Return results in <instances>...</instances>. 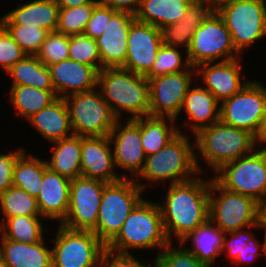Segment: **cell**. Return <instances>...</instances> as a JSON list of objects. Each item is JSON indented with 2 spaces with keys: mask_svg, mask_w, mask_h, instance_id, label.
Masks as SVG:
<instances>
[{
  "mask_svg": "<svg viewBox=\"0 0 266 267\" xmlns=\"http://www.w3.org/2000/svg\"><path fill=\"white\" fill-rule=\"evenodd\" d=\"M214 180L224 189L255 199L266 198V147L223 164Z\"/></svg>",
  "mask_w": 266,
  "mask_h": 267,
  "instance_id": "8",
  "label": "cell"
},
{
  "mask_svg": "<svg viewBox=\"0 0 266 267\" xmlns=\"http://www.w3.org/2000/svg\"><path fill=\"white\" fill-rule=\"evenodd\" d=\"M212 10L201 0H194L182 19L160 29L162 43L170 47L184 46L188 51L194 32Z\"/></svg>",
  "mask_w": 266,
  "mask_h": 267,
  "instance_id": "26",
  "label": "cell"
},
{
  "mask_svg": "<svg viewBox=\"0 0 266 267\" xmlns=\"http://www.w3.org/2000/svg\"><path fill=\"white\" fill-rule=\"evenodd\" d=\"M13 77L12 85L33 86L41 90H54L51 73L36 55H26L8 71Z\"/></svg>",
  "mask_w": 266,
  "mask_h": 267,
  "instance_id": "32",
  "label": "cell"
},
{
  "mask_svg": "<svg viewBox=\"0 0 266 267\" xmlns=\"http://www.w3.org/2000/svg\"><path fill=\"white\" fill-rule=\"evenodd\" d=\"M28 120L48 141L54 142L73 136L69 111L64 98L57 97ZM70 132V135H68Z\"/></svg>",
  "mask_w": 266,
  "mask_h": 267,
  "instance_id": "25",
  "label": "cell"
},
{
  "mask_svg": "<svg viewBox=\"0 0 266 267\" xmlns=\"http://www.w3.org/2000/svg\"><path fill=\"white\" fill-rule=\"evenodd\" d=\"M252 235V238L248 241V242H244V249L242 250V253H239L238 257L236 258V260L234 261V263L239 264V262H246L249 263L251 259H256L257 254H259L258 248H259V244L256 239V237ZM247 260L249 262H247ZM252 261V260H251Z\"/></svg>",
  "mask_w": 266,
  "mask_h": 267,
  "instance_id": "49",
  "label": "cell"
},
{
  "mask_svg": "<svg viewBox=\"0 0 266 267\" xmlns=\"http://www.w3.org/2000/svg\"><path fill=\"white\" fill-rule=\"evenodd\" d=\"M36 56L48 67L68 59L69 35H65L57 31L49 32Z\"/></svg>",
  "mask_w": 266,
  "mask_h": 267,
  "instance_id": "40",
  "label": "cell"
},
{
  "mask_svg": "<svg viewBox=\"0 0 266 267\" xmlns=\"http://www.w3.org/2000/svg\"><path fill=\"white\" fill-rule=\"evenodd\" d=\"M194 0H140L135 19L159 29L180 21Z\"/></svg>",
  "mask_w": 266,
  "mask_h": 267,
  "instance_id": "28",
  "label": "cell"
},
{
  "mask_svg": "<svg viewBox=\"0 0 266 267\" xmlns=\"http://www.w3.org/2000/svg\"><path fill=\"white\" fill-rule=\"evenodd\" d=\"M117 12L112 8L97 4L94 7L91 18L85 28V33L93 39H97L102 35L105 27L109 23L111 17Z\"/></svg>",
  "mask_w": 266,
  "mask_h": 267,
  "instance_id": "44",
  "label": "cell"
},
{
  "mask_svg": "<svg viewBox=\"0 0 266 267\" xmlns=\"http://www.w3.org/2000/svg\"><path fill=\"white\" fill-rule=\"evenodd\" d=\"M198 178L170 184L165 205L158 203L169 242L173 234L181 242L209 219L210 181Z\"/></svg>",
  "mask_w": 266,
  "mask_h": 267,
  "instance_id": "1",
  "label": "cell"
},
{
  "mask_svg": "<svg viewBox=\"0 0 266 267\" xmlns=\"http://www.w3.org/2000/svg\"><path fill=\"white\" fill-rule=\"evenodd\" d=\"M217 13L231 33L233 45L239 53L266 36L265 0H234Z\"/></svg>",
  "mask_w": 266,
  "mask_h": 267,
  "instance_id": "11",
  "label": "cell"
},
{
  "mask_svg": "<svg viewBox=\"0 0 266 267\" xmlns=\"http://www.w3.org/2000/svg\"><path fill=\"white\" fill-rule=\"evenodd\" d=\"M220 102L205 87L188 89L184 97L182 110L191 119V128L195 135L200 129L220 121Z\"/></svg>",
  "mask_w": 266,
  "mask_h": 267,
  "instance_id": "27",
  "label": "cell"
},
{
  "mask_svg": "<svg viewBox=\"0 0 266 267\" xmlns=\"http://www.w3.org/2000/svg\"><path fill=\"white\" fill-rule=\"evenodd\" d=\"M25 153L26 152H24L15 163L12 185L26 191L36 198L41 190L44 170L47 168V161H43L32 155L29 156Z\"/></svg>",
  "mask_w": 266,
  "mask_h": 267,
  "instance_id": "33",
  "label": "cell"
},
{
  "mask_svg": "<svg viewBox=\"0 0 266 267\" xmlns=\"http://www.w3.org/2000/svg\"><path fill=\"white\" fill-rule=\"evenodd\" d=\"M0 206L6 219L16 216H41L37 199L13 185L0 194Z\"/></svg>",
  "mask_w": 266,
  "mask_h": 267,
  "instance_id": "36",
  "label": "cell"
},
{
  "mask_svg": "<svg viewBox=\"0 0 266 267\" xmlns=\"http://www.w3.org/2000/svg\"><path fill=\"white\" fill-rule=\"evenodd\" d=\"M59 6L57 0H34L8 12L0 18L2 25L39 27L48 32L56 31Z\"/></svg>",
  "mask_w": 266,
  "mask_h": 267,
  "instance_id": "23",
  "label": "cell"
},
{
  "mask_svg": "<svg viewBox=\"0 0 266 267\" xmlns=\"http://www.w3.org/2000/svg\"><path fill=\"white\" fill-rule=\"evenodd\" d=\"M1 240L0 258L8 267H52V250L44 246V239L34 244Z\"/></svg>",
  "mask_w": 266,
  "mask_h": 267,
  "instance_id": "24",
  "label": "cell"
},
{
  "mask_svg": "<svg viewBox=\"0 0 266 267\" xmlns=\"http://www.w3.org/2000/svg\"><path fill=\"white\" fill-rule=\"evenodd\" d=\"M189 70L156 76L148 80L150 93L149 116L176 117L182 111L184 97L191 87L192 71Z\"/></svg>",
  "mask_w": 266,
  "mask_h": 267,
  "instance_id": "15",
  "label": "cell"
},
{
  "mask_svg": "<svg viewBox=\"0 0 266 267\" xmlns=\"http://www.w3.org/2000/svg\"><path fill=\"white\" fill-rule=\"evenodd\" d=\"M162 44L159 28L135 20L129 28L127 56L122 68L145 76L151 70Z\"/></svg>",
  "mask_w": 266,
  "mask_h": 267,
  "instance_id": "17",
  "label": "cell"
},
{
  "mask_svg": "<svg viewBox=\"0 0 266 267\" xmlns=\"http://www.w3.org/2000/svg\"><path fill=\"white\" fill-rule=\"evenodd\" d=\"M10 91L17 114L27 119L57 98L54 90H41L33 86L12 85Z\"/></svg>",
  "mask_w": 266,
  "mask_h": 267,
  "instance_id": "34",
  "label": "cell"
},
{
  "mask_svg": "<svg viewBox=\"0 0 266 267\" xmlns=\"http://www.w3.org/2000/svg\"><path fill=\"white\" fill-rule=\"evenodd\" d=\"M184 65V69H189L191 66L189 60L186 58L184 63L182 62L181 53L176 47H170L162 44L157 52L155 62L151 70L145 75L147 79L166 75L170 73L183 72L180 68Z\"/></svg>",
  "mask_w": 266,
  "mask_h": 267,
  "instance_id": "39",
  "label": "cell"
},
{
  "mask_svg": "<svg viewBox=\"0 0 266 267\" xmlns=\"http://www.w3.org/2000/svg\"><path fill=\"white\" fill-rule=\"evenodd\" d=\"M240 58L229 61H219L213 65L203 63L197 66V75H201L205 87L221 103L239 92L248 82L241 83L239 63Z\"/></svg>",
  "mask_w": 266,
  "mask_h": 267,
  "instance_id": "21",
  "label": "cell"
},
{
  "mask_svg": "<svg viewBox=\"0 0 266 267\" xmlns=\"http://www.w3.org/2000/svg\"><path fill=\"white\" fill-rule=\"evenodd\" d=\"M71 180L50 170H44L40 193L36 197L39 211L44 218L61 222L66 218L69 206Z\"/></svg>",
  "mask_w": 266,
  "mask_h": 267,
  "instance_id": "22",
  "label": "cell"
},
{
  "mask_svg": "<svg viewBox=\"0 0 266 267\" xmlns=\"http://www.w3.org/2000/svg\"><path fill=\"white\" fill-rule=\"evenodd\" d=\"M227 234L231 236L230 240L226 236ZM250 235L252 234L244 232V228L225 233L222 252L227 250V255L232 258L231 260L235 261L239 253H242V250L244 249V242H248L252 238Z\"/></svg>",
  "mask_w": 266,
  "mask_h": 267,
  "instance_id": "47",
  "label": "cell"
},
{
  "mask_svg": "<svg viewBox=\"0 0 266 267\" xmlns=\"http://www.w3.org/2000/svg\"><path fill=\"white\" fill-rule=\"evenodd\" d=\"M49 69L57 97L65 98L73 93L86 92L98 87L99 71L95 67L68 58L50 65Z\"/></svg>",
  "mask_w": 266,
  "mask_h": 267,
  "instance_id": "20",
  "label": "cell"
},
{
  "mask_svg": "<svg viewBox=\"0 0 266 267\" xmlns=\"http://www.w3.org/2000/svg\"><path fill=\"white\" fill-rule=\"evenodd\" d=\"M72 98V99H71ZM73 134L82 137L109 136L118 118L101 92L95 89L77 92L64 98Z\"/></svg>",
  "mask_w": 266,
  "mask_h": 267,
  "instance_id": "7",
  "label": "cell"
},
{
  "mask_svg": "<svg viewBox=\"0 0 266 267\" xmlns=\"http://www.w3.org/2000/svg\"><path fill=\"white\" fill-rule=\"evenodd\" d=\"M107 184L82 176L71 180L68 213L60 224L71 230L92 231L97 224L101 198Z\"/></svg>",
  "mask_w": 266,
  "mask_h": 267,
  "instance_id": "14",
  "label": "cell"
},
{
  "mask_svg": "<svg viewBox=\"0 0 266 267\" xmlns=\"http://www.w3.org/2000/svg\"><path fill=\"white\" fill-rule=\"evenodd\" d=\"M263 251L265 253V256H266V234L264 235V244H263Z\"/></svg>",
  "mask_w": 266,
  "mask_h": 267,
  "instance_id": "54",
  "label": "cell"
},
{
  "mask_svg": "<svg viewBox=\"0 0 266 267\" xmlns=\"http://www.w3.org/2000/svg\"><path fill=\"white\" fill-rule=\"evenodd\" d=\"M256 143H266V110L262 117L259 129L255 135Z\"/></svg>",
  "mask_w": 266,
  "mask_h": 267,
  "instance_id": "51",
  "label": "cell"
},
{
  "mask_svg": "<svg viewBox=\"0 0 266 267\" xmlns=\"http://www.w3.org/2000/svg\"><path fill=\"white\" fill-rule=\"evenodd\" d=\"M224 235L225 232L208 219L184 237L180 244L183 245V243L185 244L186 241L192 239L191 241L194 243L193 249H187L201 262L212 267L214 259L222 253Z\"/></svg>",
  "mask_w": 266,
  "mask_h": 267,
  "instance_id": "29",
  "label": "cell"
},
{
  "mask_svg": "<svg viewBox=\"0 0 266 267\" xmlns=\"http://www.w3.org/2000/svg\"><path fill=\"white\" fill-rule=\"evenodd\" d=\"M38 216H16L0 223L2 237L34 244L43 240V226Z\"/></svg>",
  "mask_w": 266,
  "mask_h": 267,
  "instance_id": "35",
  "label": "cell"
},
{
  "mask_svg": "<svg viewBox=\"0 0 266 267\" xmlns=\"http://www.w3.org/2000/svg\"><path fill=\"white\" fill-rule=\"evenodd\" d=\"M259 224L261 229L264 228L266 234V198L260 203Z\"/></svg>",
  "mask_w": 266,
  "mask_h": 267,
  "instance_id": "53",
  "label": "cell"
},
{
  "mask_svg": "<svg viewBox=\"0 0 266 267\" xmlns=\"http://www.w3.org/2000/svg\"><path fill=\"white\" fill-rule=\"evenodd\" d=\"M97 4L87 3L71 8H59L56 31L69 36L84 32L94 7Z\"/></svg>",
  "mask_w": 266,
  "mask_h": 267,
  "instance_id": "38",
  "label": "cell"
},
{
  "mask_svg": "<svg viewBox=\"0 0 266 267\" xmlns=\"http://www.w3.org/2000/svg\"><path fill=\"white\" fill-rule=\"evenodd\" d=\"M169 243L158 203L142 199L130 212L117 236L106 246L130 254L129 249L164 248Z\"/></svg>",
  "mask_w": 266,
  "mask_h": 267,
  "instance_id": "3",
  "label": "cell"
},
{
  "mask_svg": "<svg viewBox=\"0 0 266 267\" xmlns=\"http://www.w3.org/2000/svg\"><path fill=\"white\" fill-rule=\"evenodd\" d=\"M87 3H97L96 0H57L59 8H71L81 6Z\"/></svg>",
  "mask_w": 266,
  "mask_h": 267,
  "instance_id": "50",
  "label": "cell"
},
{
  "mask_svg": "<svg viewBox=\"0 0 266 267\" xmlns=\"http://www.w3.org/2000/svg\"><path fill=\"white\" fill-rule=\"evenodd\" d=\"M98 267H151L147 264L139 262L133 255L121 254L108 250L102 252ZM154 267V266H152Z\"/></svg>",
  "mask_w": 266,
  "mask_h": 267,
  "instance_id": "45",
  "label": "cell"
},
{
  "mask_svg": "<svg viewBox=\"0 0 266 267\" xmlns=\"http://www.w3.org/2000/svg\"><path fill=\"white\" fill-rule=\"evenodd\" d=\"M220 192L216 198L213 192ZM209 219L225 233L244 227H258L260 203L255 199L221 187L214 179L210 180Z\"/></svg>",
  "mask_w": 266,
  "mask_h": 267,
  "instance_id": "9",
  "label": "cell"
},
{
  "mask_svg": "<svg viewBox=\"0 0 266 267\" xmlns=\"http://www.w3.org/2000/svg\"><path fill=\"white\" fill-rule=\"evenodd\" d=\"M195 139V148L214 171L227 162L250 154L258 145L252 133L221 121L200 129Z\"/></svg>",
  "mask_w": 266,
  "mask_h": 267,
  "instance_id": "5",
  "label": "cell"
},
{
  "mask_svg": "<svg viewBox=\"0 0 266 267\" xmlns=\"http://www.w3.org/2000/svg\"><path fill=\"white\" fill-rule=\"evenodd\" d=\"M97 86L113 114L119 119L121 112H128L130 119L149 116V83L145 76L122 67L103 68L98 73Z\"/></svg>",
  "mask_w": 266,
  "mask_h": 267,
  "instance_id": "2",
  "label": "cell"
},
{
  "mask_svg": "<svg viewBox=\"0 0 266 267\" xmlns=\"http://www.w3.org/2000/svg\"><path fill=\"white\" fill-rule=\"evenodd\" d=\"M186 58L194 68L219 58L223 59L222 62L240 58L231 33L216 11H212L194 32Z\"/></svg>",
  "mask_w": 266,
  "mask_h": 267,
  "instance_id": "10",
  "label": "cell"
},
{
  "mask_svg": "<svg viewBox=\"0 0 266 267\" xmlns=\"http://www.w3.org/2000/svg\"><path fill=\"white\" fill-rule=\"evenodd\" d=\"M108 136H81V176L114 183L122 178L113 172L114 162Z\"/></svg>",
  "mask_w": 266,
  "mask_h": 267,
  "instance_id": "19",
  "label": "cell"
},
{
  "mask_svg": "<svg viewBox=\"0 0 266 267\" xmlns=\"http://www.w3.org/2000/svg\"><path fill=\"white\" fill-rule=\"evenodd\" d=\"M127 119L124 127L118 119L108 137L110 143L114 144L112 151L114 166L127 169L137 177L146 159L141 141V117Z\"/></svg>",
  "mask_w": 266,
  "mask_h": 267,
  "instance_id": "16",
  "label": "cell"
},
{
  "mask_svg": "<svg viewBox=\"0 0 266 267\" xmlns=\"http://www.w3.org/2000/svg\"><path fill=\"white\" fill-rule=\"evenodd\" d=\"M3 26L27 55H36L40 51V48L49 33L47 30L39 27H25L19 25Z\"/></svg>",
  "mask_w": 266,
  "mask_h": 267,
  "instance_id": "41",
  "label": "cell"
},
{
  "mask_svg": "<svg viewBox=\"0 0 266 267\" xmlns=\"http://www.w3.org/2000/svg\"><path fill=\"white\" fill-rule=\"evenodd\" d=\"M194 150L195 147L191 146L186 135L179 132L157 153L146 156L137 180H171L170 184H176L193 179L201 172L197 161L198 154Z\"/></svg>",
  "mask_w": 266,
  "mask_h": 267,
  "instance_id": "4",
  "label": "cell"
},
{
  "mask_svg": "<svg viewBox=\"0 0 266 267\" xmlns=\"http://www.w3.org/2000/svg\"><path fill=\"white\" fill-rule=\"evenodd\" d=\"M99 5L135 14L140 0H96Z\"/></svg>",
  "mask_w": 266,
  "mask_h": 267,
  "instance_id": "48",
  "label": "cell"
},
{
  "mask_svg": "<svg viewBox=\"0 0 266 267\" xmlns=\"http://www.w3.org/2000/svg\"><path fill=\"white\" fill-rule=\"evenodd\" d=\"M69 58L84 65L101 70V58L96 39L90 38L85 32L69 36Z\"/></svg>",
  "mask_w": 266,
  "mask_h": 267,
  "instance_id": "37",
  "label": "cell"
},
{
  "mask_svg": "<svg viewBox=\"0 0 266 267\" xmlns=\"http://www.w3.org/2000/svg\"><path fill=\"white\" fill-rule=\"evenodd\" d=\"M0 267H8L1 258H0Z\"/></svg>",
  "mask_w": 266,
  "mask_h": 267,
  "instance_id": "55",
  "label": "cell"
},
{
  "mask_svg": "<svg viewBox=\"0 0 266 267\" xmlns=\"http://www.w3.org/2000/svg\"><path fill=\"white\" fill-rule=\"evenodd\" d=\"M27 54L13 40L11 34L0 23V66L7 72Z\"/></svg>",
  "mask_w": 266,
  "mask_h": 267,
  "instance_id": "43",
  "label": "cell"
},
{
  "mask_svg": "<svg viewBox=\"0 0 266 267\" xmlns=\"http://www.w3.org/2000/svg\"><path fill=\"white\" fill-rule=\"evenodd\" d=\"M24 152V149H19L16 152L0 154V194L12 186L15 163Z\"/></svg>",
  "mask_w": 266,
  "mask_h": 267,
  "instance_id": "46",
  "label": "cell"
},
{
  "mask_svg": "<svg viewBox=\"0 0 266 267\" xmlns=\"http://www.w3.org/2000/svg\"><path fill=\"white\" fill-rule=\"evenodd\" d=\"M145 187L125 175L120 181L105 186L97 224L92 232L106 246L117 236L130 212L143 199L140 194Z\"/></svg>",
  "mask_w": 266,
  "mask_h": 267,
  "instance_id": "6",
  "label": "cell"
},
{
  "mask_svg": "<svg viewBox=\"0 0 266 267\" xmlns=\"http://www.w3.org/2000/svg\"><path fill=\"white\" fill-rule=\"evenodd\" d=\"M266 110V88L249 81L239 92L221 102L220 121L256 135Z\"/></svg>",
  "mask_w": 266,
  "mask_h": 267,
  "instance_id": "13",
  "label": "cell"
},
{
  "mask_svg": "<svg viewBox=\"0 0 266 267\" xmlns=\"http://www.w3.org/2000/svg\"><path fill=\"white\" fill-rule=\"evenodd\" d=\"M169 242L154 259V267H210L201 262L187 248H170Z\"/></svg>",
  "mask_w": 266,
  "mask_h": 267,
  "instance_id": "42",
  "label": "cell"
},
{
  "mask_svg": "<svg viewBox=\"0 0 266 267\" xmlns=\"http://www.w3.org/2000/svg\"><path fill=\"white\" fill-rule=\"evenodd\" d=\"M166 118L172 124L167 125ZM174 121L172 117H141V141L146 156L157 153L180 132Z\"/></svg>",
  "mask_w": 266,
  "mask_h": 267,
  "instance_id": "31",
  "label": "cell"
},
{
  "mask_svg": "<svg viewBox=\"0 0 266 267\" xmlns=\"http://www.w3.org/2000/svg\"><path fill=\"white\" fill-rule=\"evenodd\" d=\"M203 1L212 11H218L221 7L232 3L234 0H201Z\"/></svg>",
  "mask_w": 266,
  "mask_h": 267,
  "instance_id": "52",
  "label": "cell"
},
{
  "mask_svg": "<svg viewBox=\"0 0 266 267\" xmlns=\"http://www.w3.org/2000/svg\"><path fill=\"white\" fill-rule=\"evenodd\" d=\"M54 153L47 167L70 180L81 177V136L54 141Z\"/></svg>",
  "mask_w": 266,
  "mask_h": 267,
  "instance_id": "30",
  "label": "cell"
},
{
  "mask_svg": "<svg viewBox=\"0 0 266 267\" xmlns=\"http://www.w3.org/2000/svg\"><path fill=\"white\" fill-rule=\"evenodd\" d=\"M132 13L117 11L96 39L103 68L123 67L127 56L128 33L135 21Z\"/></svg>",
  "mask_w": 266,
  "mask_h": 267,
  "instance_id": "18",
  "label": "cell"
},
{
  "mask_svg": "<svg viewBox=\"0 0 266 267\" xmlns=\"http://www.w3.org/2000/svg\"><path fill=\"white\" fill-rule=\"evenodd\" d=\"M106 245L92 232L60 224L52 250V267H97Z\"/></svg>",
  "mask_w": 266,
  "mask_h": 267,
  "instance_id": "12",
  "label": "cell"
}]
</instances>
